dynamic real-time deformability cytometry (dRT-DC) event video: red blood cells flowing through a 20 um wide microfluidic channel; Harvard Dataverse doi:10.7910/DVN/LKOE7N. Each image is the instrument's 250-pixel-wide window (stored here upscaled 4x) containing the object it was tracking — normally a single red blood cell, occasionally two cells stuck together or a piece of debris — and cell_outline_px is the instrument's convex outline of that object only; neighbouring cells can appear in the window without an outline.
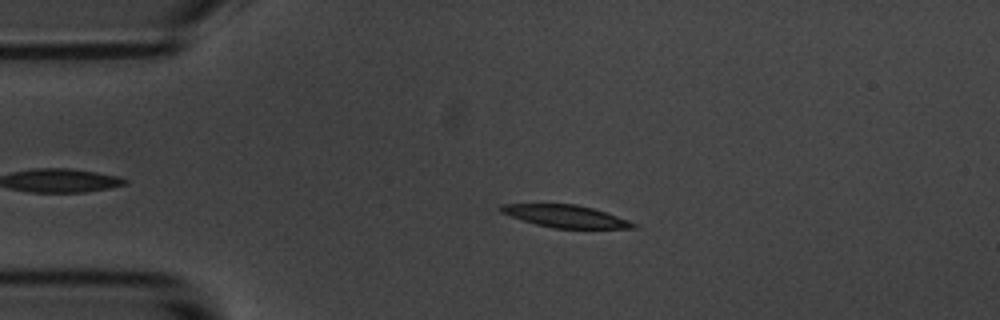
{"species": "common noctule bat (a hibernating species)", "species_latin": "Nyctalus noctula", "temperature_condition": "room temperature", "stored_images_in_passage": 5, "camera_frame_rate_fps": 3000, "um_per_image_px": 0.085, "animal": {"sex": "male", "body_mass_g": 20.1, "forearm_length_mm": 53.5}, "frame": {"image": 1, "passage_image": 4, "time_ms": 3.667, "image_size_px": [1000, 320], "cell_outline_px": [[640, 228], [552, 228], [536, 224], [500, 212], [496, 208], [500, 204], [576, 204], [592, 208], [640, 224]], "centroid_in_image_um": [48.08, 18.38], "position_along_channel_um": 36.9, "area_um2": 17.17}}